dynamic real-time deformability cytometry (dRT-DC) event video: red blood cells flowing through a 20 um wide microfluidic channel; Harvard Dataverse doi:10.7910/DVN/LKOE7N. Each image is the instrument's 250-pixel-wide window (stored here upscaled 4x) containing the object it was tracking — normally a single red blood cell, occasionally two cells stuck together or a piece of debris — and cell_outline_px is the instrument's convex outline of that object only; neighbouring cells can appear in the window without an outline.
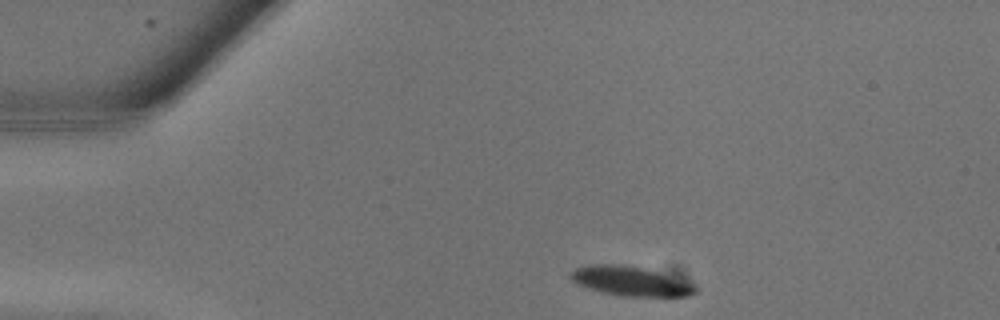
{"species": "common noctule bat (a hibernating species)", "species_latin": "Nyctalus noctula", "temperature_condition": "warm", "stored_images_in_passage": 7, "camera_frame_rate_fps": 3000, "um_per_image_px": 0.085, "animal": {"sex": "male", "body_mass_g": 13.3}, "frame": {"image": 1, "passage_image": 1, "time_ms": 0.0, "image_size_px": [1000, 320], "cell_outline_px": [[700, 288], [696, 292], [688, 296], [620, 296], [604, 292], [576, 284], [568, 276], [568, 272], [576, 268], [588, 264], [624, 264], [644, 268], [684, 280]], "centroid_in_image_um": [53.56, 23.88], "position_along_channel_um": 31.4, "area_um2": 21.44}}
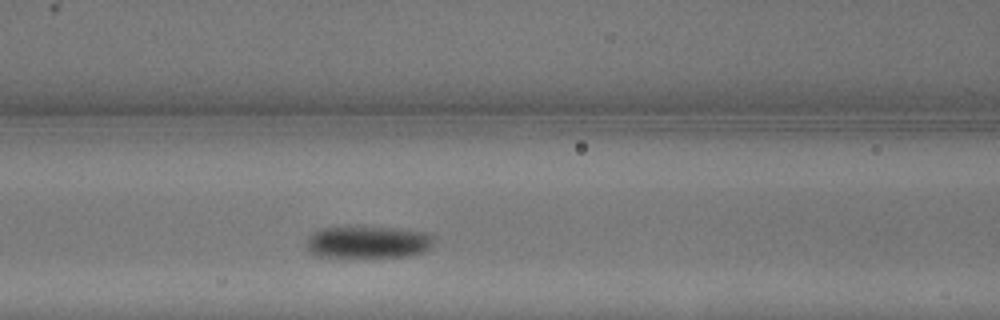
{"frame": {"image": 2, "passage_image": 7, "time_ms": 2.0, "image_size_px": [1000, 320], "cell_outline_px": [[432, 244], [424, 252], [408, 256], [316, 256], [308, 252], [304, 244], [308, 236], [312, 232], [324, 228], [396, 228], [424, 232], [432, 236]], "centroid_in_image_um": [31.22, 20.59], "position_along_channel_um": 135.4, "area_um2": 23.41}}